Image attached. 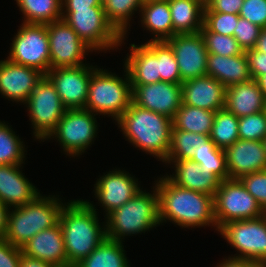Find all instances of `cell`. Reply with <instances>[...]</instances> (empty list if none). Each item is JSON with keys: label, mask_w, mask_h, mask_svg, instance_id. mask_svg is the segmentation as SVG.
Segmentation results:
<instances>
[{"label": "cell", "mask_w": 266, "mask_h": 267, "mask_svg": "<svg viewBox=\"0 0 266 267\" xmlns=\"http://www.w3.org/2000/svg\"><path fill=\"white\" fill-rule=\"evenodd\" d=\"M154 185L161 225L170 221L182 228L212 226L218 231L213 196L179 187L165 175L155 180Z\"/></svg>", "instance_id": "6da1fadb"}, {"label": "cell", "mask_w": 266, "mask_h": 267, "mask_svg": "<svg viewBox=\"0 0 266 267\" xmlns=\"http://www.w3.org/2000/svg\"><path fill=\"white\" fill-rule=\"evenodd\" d=\"M92 202L75 199L67 202L60 213L68 263L74 267L96 249L106 238L105 222L101 227Z\"/></svg>", "instance_id": "7a4b0ae2"}, {"label": "cell", "mask_w": 266, "mask_h": 267, "mask_svg": "<svg viewBox=\"0 0 266 267\" xmlns=\"http://www.w3.org/2000/svg\"><path fill=\"white\" fill-rule=\"evenodd\" d=\"M115 122L135 148L163 163L166 161L171 146L172 119L131 103Z\"/></svg>", "instance_id": "3957f363"}, {"label": "cell", "mask_w": 266, "mask_h": 267, "mask_svg": "<svg viewBox=\"0 0 266 267\" xmlns=\"http://www.w3.org/2000/svg\"><path fill=\"white\" fill-rule=\"evenodd\" d=\"M56 196L39 194L26 205L10 208L4 239L21 248L37 233L58 224L66 202Z\"/></svg>", "instance_id": "277c9868"}, {"label": "cell", "mask_w": 266, "mask_h": 267, "mask_svg": "<svg viewBox=\"0 0 266 267\" xmlns=\"http://www.w3.org/2000/svg\"><path fill=\"white\" fill-rule=\"evenodd\" d=\"M152 188L153 193L140 190L128 202L106 215L108 239L123 242L125 236L145 233L160 225L158 193L155 186Z\"/></svg>", "instance_id": "5b68a950"}, {"label": "cell", "mask_w": 266, "mask_h": 267, "mask_svg": "<svg viewBox=\"0 0 266 267\" xmlns=\"http://www.w3.org/2000/svg\"><path fill=\"white\" fill-rule=\"evenodd\" d=\"M124 79L100 67L91 76L86 110L97 115H108L116 121L132 103V87L124 67ZM126 72V73H125Z\"/></svg>", "instance_id": "8992f818"}, {"label": "cell", "mask_w": 266, "mask_h": 267, "mask_svg": "<svg viewBox=\"0 0 266 267\" xmlns=\"http://www.w3.org/2000/svg\"><path fill=\"white\" fill-rule=\"evenodd\" d=\"M61 19L95 52L118 49L126 39L107 20L104 6L62 9Z\"/></svg>", "instance_id": "52a82bcc"}, {"label": "cell", "mask_w": 266, "mask_h": 267, "mask_svg": "<svg viewBox=\"0 0 266 267\" xmlns=\"http://www.w3.org/2000/svg\"><path fill=\"white\" fill-rule=\"evenodd\" d=\"M96 115L86 109H66L56 128L45 140L55 138L66 155L78 157L86 152L97 137Z\"/></svg>", "instance_id": "ba28073f"}, {"label": "cell", "mask_w": 266, "mask_h": 267, "mask_svg": "<svg viewBox=\"0 0 266 267\" xmlns=\"http://www.w3.org/2000/svg\"><path fill=\"white\" fill-rule=\"evenodd\" d=\"M213 198L217 229L232 221L256 219L265 214L239 179L220 181Z\"/></svg>", "instance_id": "9c48e42d"}, {"label": "cell", "mask_w": 266, "mask_h": 267, "mask_svg": "<svg viewBox=\"0 0 266 267\" xmlns=\"http://www.w3.org/2000/svg\"><path fill=\"white\" fill-rule=\"evenodd\" d=\"M239 253L230 257L266 264V215L223 224L217 231Z\"/></svg>", "instance_id": "30bf717a"}, {"label": "cell", "mask_w": 266, "mask_h": 267, "mask_svg": "<svg viewBox=\"0 0 266 267\" xmlns=\"http://www.w3.org/2000/svg\"><path fill=\"white\" fill-rule=\"evenodd\" d=\"M7 59L35 68L46 75L50 70V48L46 24L22 23L13 37Z\"/></svg>", "instance_id": "8fae6325"}, {"label": "cell", "mask_w": 266, "mask_h": 267, "mask_svg": "<svg viewBox=\"0 0 266 267\" xmlns=\"http://www.w3.org/2000/svg\"><path fill=\"white\" fill-rule=\"evenodd\" d=\"M24 104L29 111L34 138L44 142L66 111L54 85L45 75Z\"/></svg>", "instance_id": "7c38bea8"}, {"label": "cell", "mask_w": 266, "mask_h": 267, "mask_svg": "<svg viewBox=\"0 0 266 267\" xmlns=\"http://www.w3.org/2000/svg\"><path fill=\"white\" fill-rule=\"evenodd\" d=\"M50 48V69L76 67L83 63L85 55L94 50L63 20L47 23Z\"/></svg>", "instance_id": "4fadbf2b"}, {"label": "cell", "mask_w": 266, "mask_h": 267, "mask_svg": "<svg viewBox=\"0 0 266 267\" xmlns=\"http://www.w3.org/2000/svg\"><path fill=\"white\" fill-rule=\"evenodd\" d=\"M98 67L89 63L76 67H57L45 75L54 85L66 109H85L89 81Z\"/></svg>", "instance_id": "5bb4252c"}, {"label": "cell", "mask_w": 266, "mask_h": 267, "mask_svg": "<svg viewBox=\"0 0 266 267\" xmlns=\"http://www.w3.org/2000/svg\"><path fill=\"white\" fill-rule=\"evenodd\" d=\"M166 42L173 49L180 71L181 84L187 80L207 75L208 52L200 32L176 34Z\"/></svg>", "instance_id": "9a60e30c"}, {"label": "cell", "mask_w": 266, "mask_h": 267, "mask_svg": "<svg viewBox=\"0 0 266 267\" xmlns=\"http://www.w3.org/2000/svg\"><path fill=\"white\" fill-rule=\"evenodd\" d=\"M132 103L146 110L174 119L182 105V85L157 82L147 85H131Z\"/></svg>", "instance_id": "2e32d148"}, {"label": "cell", "mask_w": 266, "mask_h": 267, "mask_svg": "<svg viewBox=\"0 0 266 267\" xmlns=\"http://www.w3.org/2000/svg\"><path fill=\"white\" fill-rule=\"evenodd\" d=\"M140 190L138 179L120 169L104 173L94 184V196L105 216L133 198Z\"/></svg>", "instance_id": "e0dca14e"}, {"label": "cell", "mask_w": 266, "mask_h": 267, "mask_svg": "<svg viewBox=\"0 0 266 267\" xmlns=\"http://www.w3.org/2000/svg\"><path fill=\"white\" fill-rule=\"evenodd\" d=\"M44 74L39 70L0 60V94L10 101L25 103Z\"/></svg>", "instance_id": "ac0fdd59"}, {"label": "cell", "mask_w": 266, "mask_h": 267, "mask_svg": "<svg viewBox=\"0 0 266 267\" xmlns=\"http://www.w3.org/2000/svg\"><path fill=\"white\" fill-rule=\"evenodd\" d=\"M229 179L266 169V155L263 141L238 139L224 149Z\"/></svg>", "instance_id": "d6986e66"}, {"label": "cell", "mask_w": 266, "mask_h": 267, "mask_svg": "<svg viewBox=\"0 0 266 267\" xmlns=\"http://www.w3.org/2000/svg\"><path fill=\"white\" fill-rule=\"evenodd\" d=\"M22 254L56 267H72L68 263L60 223L42 230L21 247Z\"/></svg>", "instance_id": "ffe728a7"}, {"label": "cell", "mask_w": 266, "mask_h": 267, "mask_svg": "<svg viewBox=\"0 0 266 267\" xmlns=\"http://www.w3.org/2000/svg\"><path fill=\"white\" fill-rule=\"evenodd\" d=\"M181 85L182 104L208 111H218L225 107L226 87L213 77H197Z\"/></svg>", "instance_id": "44dd1931"}, {"label": "cell", "mask_w": 266, "mask_h": 267, "mask_svg": "<svg viewBox=\"0 0 266 267\" xmlns=\"http://www.w3.org/2000/svg\"><path fill=\"white\" fill-rule=\"evenodd\" d=\"M164 163L172 165L174 172L172 175L167 174L165 176L175 185L215 196L220 180L212 173L203 172L195 161L191 159H166Z\"/></svg>", "instance_id": "7402d4cb"}, {"label": "cell", "mask_w": 266, "mask_h": 267, "mask_svg": "<svg viewBox=\"0 0 266 267\" xmlns=\"http://www.w3.org/2000/svg\"><path fill=\"white\" fill-rule=\"evenodd\" d=\"M22 165H0V201L8 208L26 205L39 194L20 169Z\"/></svg>", "instance_id": "603a6c76"}, {"label": "cell", "mask_w": 266, "mask_h": 267, "mask_svg": "<svg viewBox=\"0 0 266 267\" xmlns=\"http://www.w3.org/2000/svg\"><path fill=\"white\" fill-rule=\"evenodd\" d=\"M224 108L238 118L266 110V100L257 80L227 87Z\"/></svg>", "instance_id": "cb8c5ba5"}, {"label": "cell", "mask_w": 266, "mask_h": 267, "mask_svg": "<svg viewBox=\"0 0 266 267\" xmlns=\"http://www.w3.org/2000/svg\"><path fill=\"white\" fill-rule=\"evenodd\" d=\"M130 45V54L124 59L131 85H147L160 82L157 56L145 45Z\"/></svg>", "instance_id": "d4e9b609"}, {"label": "cell", "mask_w": 266, "mask_h": 267, "mask_svg": "<svg viewBox=\"0 0 266 267\" xmlns=\"http://www.w3.org/2000/svg\"><path fill=\"white\" fill-rule=\"evenodd\" d=\"M207 75L221 82L226 88L252 79L245 52L226 57L208 54Z\"/></svg>", "instance_id": "484cf974"}, {"label": "cell", "mask_w": 266, "mask_h": 267, "mask_svg": "<svg viewBox=\"0 0 266 267\" xmlns=\"http://www.w3.org/2000/svg\"><path fill=\"white\" fill-rule=\"evenodd\" d=\"M139 14L142 27L154 35L152 41H166L174 36L168 0L144 2Z\"/></svg>", "instance_id": "4316f807"}, {"label": "cell", "mask_w": 266, "mask_h": 267, "mask_svg": "<svg viewBox=\"0 0 266 267\" xmlns=\"http://www.w3.org/2000/svg\"><path fill=\"white\" fill-rule=\"evenodd\" d=\"M174 35L194 34L203 28L205 0H168Z\"/></svg>", "instance_id": "83f0119b"}, {"label": "cell", "mask_w": 266, "mask_h": 267, "mask_svg": "<svg viewBox=\"0 0 266 267\" xmlns=\"http://www.w3.org/2000/svg\"><path fill=\"white\" fill-rule=\"evenodd\" d=\"M123 242L106 238L74 267H131Z\"/></svg>", "instance_id": "f1b7e54d"}, {"label": "cell", "mask_w": 266, "mask_h": 267, "mask_svg": "<svg viewBox=\"0 0 266 267\" xmlns=\"http://www.w3.org/2000/svg\"><path fill=\"white\" fill-rule=\"evenodd\" d=\"M216 111L192 107L182 104L172 120V130L210 135Z\"/></svg>", "instance_id": "f546056e"}, {"label": "cell", "mask_w": 266, "mask_h": 267, "mask_svg": "<svg viewBox=\"0 0 266 267\" xmlns=\"http://www.w3.org/2000/svg\"><path fill=\"white\" fill-rule=\"evenodd\" d=\"M23 23L47 24L62 18V0H15Z\"/></svg>", "instance_id": "4dcf8cb0"}, {"label": "cell", "mask_w": 266, "mask_h": 267, "mask_svg": "<svg viewBox=\"0 0 266 267\" xmlns=\"http://www.w3.org/2000/svg\"><path fill=\"white\" fill-rule=\"evenodd\" d=\"M191 160L198 163L205 173L214 174L220 181L229 179L224 149L209 139L194 150Z\"/></svg>", "instance_id": "1f68e13d"}, {"label": "cell", "mask_w": 266, "mask_h": 267, "mask_svg": "<svg viewBox=\"0 0 266 267\" xmlns=\"http://www.w3.org/2000/svg\"><path fill=\"white\" fill-rule=\"evenodd\" d=\"M142 0H106L103 3L107 20L122 35L126 36L135 12L141 10Z\"/></svg>", "instance_id": "d6a6232c"}, {"label": "cell", "mask_w": 266, "mask_h": 267, "mask_svg": "<svg viewBox=\"0 0 266 267\" xmlns=\"http://www.w3.org/2000/svg\"><path fill=\"white\" fill-rule=\"evenodd\" d=\"M239 118L225 108L216 111L210 139L218 148L225 149L239 139Z\"/></svg>", "instance_id": "836d02e7"}, {"label": "cell", "mask_w": 266, "mask_h": 267, "mask_svg": "<svg viewBox=\"0 0 266 267\" xmlns=\"http://www.w3.org/2000/svg\"><path fill=\"white\" fill-rule=\"evenodd\" d=\"M8 124L0 120V165H22L27 155L25 144Z\"/></svg>", "instance_id": "e575fe53"}, {"label": "cell", "mask_w": 266, "mask_h": 267, "mask_svg": "<svg viewBox=\"0 0 266 267\" xmlns=\"http://www.w3.org/2000/svg\"><path fill=\"white\" fill-rule=\"evenodd\" d=\"M159 61L160 82L181 84V76L173 49L166 41H152L144 43Z\"/></svg>", "instance_id": "d590c367"}, {"label": "cell", "mask_w": 266, "mask_h": 267, "mask_svg": "<svg viewBox=\"0 0 266 267\" xmlns=\"http://www.w3.org/2000/svg\"><path fill=\"white\" fill-rule=\"evenodd\" d=\"M209 139V135L172 130L171 146L167 159H191L194 150Z\"/></svg>", "instance_id": "8d00e7d4"}, {"label": "cell", "mask_w": 266, "mask_h": 267, "mask_svg": "<svg viewBox=\"0 0 266 267\" xmlns=\"http://www.w3.org/2000/svg\"><path fill=\"white\" fill-rule=\"evenodd\" d=\"M205 41L208 54L221 56H236L245 51L233 36H226L215 32H200Z\"/></svg>", "instance_id": "74e56055"}, {"label": "cell", "mask_w": 266, "mask_h": 267, "mask_svg": "<svg viewBox=\"0 0 266 267\" xmlns=\"http://www.w3.org/2000/svg\"><path fill=\"white\" fill-rule=\"evenodd\" d=\"M239 139L263 141L266 138V110L239 118Z\"/></svg>", "instance_id": "f35d334b"}, {"label": "cell", "mask_w": 266, "mask_h": 267, "mask_svg": "<svg viewBox=\"0 0 266 267\" xmlns=\"http://www.w3.org/2000/svg\"><path fill=\"white\" fill-rule=\"evenodd\" d=\"M239 17V14L204 12L203 28L200 32H215L233 36Z\"/></svg>", "instance_id": "ab89813d"}, {"label": "cell", "mask_w": 266, "mask_h": 267, "mask_svg": "<svg viewBox=\"0 0 266 267\" xmlns=\"http://www.w3.org/2000/svg\"><path fill=\"white\" fill-rule=\"evenodd\" d=\"M239 180L266 212V169L244 175Z\"/></svg>", "instance_id": "60d3db41"}, {"label": "cell", "mask_w": 266, "mask_h": 267, "mask_svg": "<svg viewBox=\"0 0 266 267\" xmlns=\"http://www.w3.org/2000/svg\"><path fill=\"white\" fill-rule=\"evenodd\" d=\"M261 29L260 26L239 17L233 37L238 41L242 49L246 51L255 47Z\"/></svg>", "instance_id": "b9f144b4"}, {"label": "cell", "mask_w": 266, "mask_h": 267, "mask_svg": "<svg viewBox=\"0 0 266 267\" xmlns=\"http://www.w3.org/2000/svg\"><path fill=\"white\" fill-rule=\"evenodd\" d=\"M239 16L261 28L266 27V0H244Z\"/></svg>", "instance_id": "7bdbcfd3"}, {"label": "cell", "mask_w": 266, "mask_h": 267, "mask_svg": "<svg viewBox=\"0 0 266 267\" xmlns=\"http://www.w3.org/2000/svg\"><path fill=\"white\" fill-rule=\"evenodd\" d=\"M22 250L0 238V267H20Z\"/></svg>", "instance_id": "ee69618b"}, {"label": "cell", "mask_w": 266, "mask_h": 267, "mask_svg": "<svg viewBox=\"0 0 266 267\" xmlns=\"http://www.w3.org/2000/svg\"><path fill=\"white\" fill-rule=\"evenodd\" d=\"M249 71L252 79H258L260 76L266 74V54L260 51L249 49L245 51Z\"/></svg>", "instance_id": "f6af8a7d"}, {"label": "cell", "mask_w": 266, "mask_h": 267, "mask_svg": "<svg viewBox=\"0 0 266 267\" xmlns=\"http://www.w3.org/2000/svg\"><path fill=\"white\" fill-rule=\"evenodd\" d=\"M244 0H205L204 12L239 14Z\"/></svg>", "instance_id": "bcb514c9"}, {"label": "cell", "mask_w": 266, "mask_h": 267, "mask_svg": "<svg viewBox=\"0 0 266 267\" xmlns=\"http://www.w3.org/2000/svg\"><path fill=\"white\" fill-rule=\"evenodd\" d=\"M93 6H103L99 0H62V9H83Z\"/></svg>", "instance_id": "7dc6e473"}, {"label": "cell", "mask_w": 266, "mask_h": 267, "mask_svg": "<svg viewBox=\"0 0 266 267\" xmlns=\"http://www.w3.org/2000/svg\"><path fill=\"white\" fill-rule=\"evenodd\" d=\"M221 263H218L215 267H256L258 263L251 260L228 257L221 260Z\"/></svg>", "instance_id": "c3c4849f"}, {"label": "cell", "mask_w": 266, "mask_h": 267, "mask_svg": "<svg viewBox=\"0 0 266 267\" xmlns=\"http://www.w3.org/2000/svg\"><path fill=\"white\" fill-rule=\"evenodd\" d=\"M9 211L10 208H8L2 201H0V238H4L5 236Z\"/></svg>", "instance_id": "681fc988"}, {"label": "cell", "mask_w": 266, "mask_h": 267, "mask_svg": "<svg viewBox=\"0 0 266 267\" xmlns=\"http://www.w3.org/2000/svg\"><path fill=\"white\" fill-rule=\"evenodd\" d=\"M20 267H56L39 259L30 258L21 253Z\"/></svg>", "instance_id": "f907efd6"}, {"label": "cell", "mask_w": 266, "mask_h": 267, "mask_svg": "<svg viewBox=\"0 0 266 267\" xmlns=\"http://www.w3.org/2000/svg\"><path fill=\"white\" fill-rule=\"evenodd\" d=\"M254 49L266 54V27L261 29Z\"/></svg>", "instance_id": "816d5d0a"}, {"label": "cell", "mask_w": 266, "mask_h": 267, "mask_svg": "<svg viewBox=\"0 0 266 267\" xmlns=\"http://www.w3.org/2000/svg\"><path fill=\"white\" fill-rule=\"evenodd\" d=\"M257 82L266 100V74L260 76Z\"/></svg>", "instance_id": "f5cc1de1"}, {"label": "cell", "mask_w": 266, "mask_h": 267, "mask_svg": "<svg viewBox=\"0 0 266 267\" xmlns=\"http://www.w3.org/2000/svg\"><path fill=\"white\" fill-rule=\"evenodd\" d=\"M263 144H264V147H265V155H266V138L263 140Z\"/></svg>", "instance_id": "db71d44e"}, {"label": "cell", "mask_w": 266, "mask_h": 267, "mask_svg": "<svg viewBox=\"0 0 266 267\" xmlns=\"http://www.w3.org/2000/svg\"><path fill=\"white\" fill-rule=\"evenodd\" d=\"M256 267H266V264H258Z\"/></svg>", "instance_id": "11a10c76"}, {"label": "cell", "mask_w": 266, "mask_h": 267, "mask_svg": "<svg viewBox=\"0 0 266 267\" xmlns=\"http://www.w3.org/2000/svg\"><path fill=\"white\" fill-rule=\"evenodd\" d=\"M102 4L106 1V0H99Z\"/></svg>", "instance_id": "9f6ffc18"}]
</instances>
